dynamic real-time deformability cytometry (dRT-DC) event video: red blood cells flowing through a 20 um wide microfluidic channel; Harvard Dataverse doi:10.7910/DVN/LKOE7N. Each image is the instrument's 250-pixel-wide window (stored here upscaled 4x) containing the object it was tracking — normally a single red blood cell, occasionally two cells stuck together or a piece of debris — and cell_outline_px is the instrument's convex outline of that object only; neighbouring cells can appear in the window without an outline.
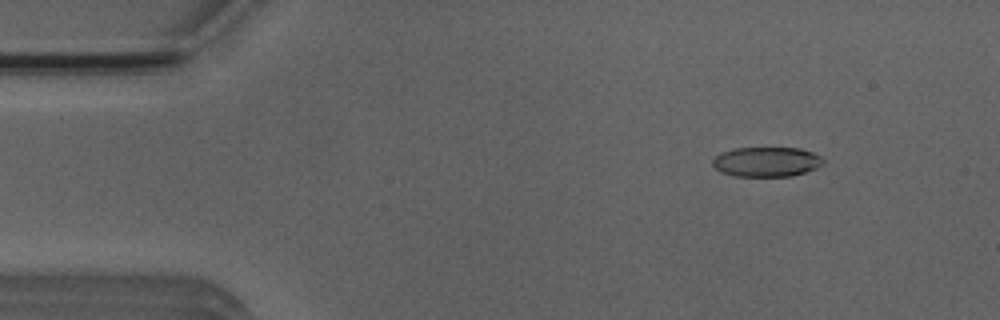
{"species": "Egyptian fruit bat (a non-hibernating species)", "species_latin": "Rousettus aegyptiacus", "temperature_condition": "room temperature", "stored_images_in_passage": 5, "camera_frame_rate_fps": 3000, "um_per_image_px": 0.085, "animal": {"sex": "male"}, "frame": {"image": 1, "passage_image": 2, "time_ms": 1.0, "image_size_px": [1000, 320], "cell_outline_px": [[824, 164], [816, 168], [792, 176], [732, 176], [720, 172], [712, 164], [712, 160], [720, 152], [732, 148], [800, 148], [812, 152], [820, 156], [824, 160]], "centroid_in_image_um": [65.13, 13.75], "position_along_channel_um": 19.9, "area_um2": 19.31}}